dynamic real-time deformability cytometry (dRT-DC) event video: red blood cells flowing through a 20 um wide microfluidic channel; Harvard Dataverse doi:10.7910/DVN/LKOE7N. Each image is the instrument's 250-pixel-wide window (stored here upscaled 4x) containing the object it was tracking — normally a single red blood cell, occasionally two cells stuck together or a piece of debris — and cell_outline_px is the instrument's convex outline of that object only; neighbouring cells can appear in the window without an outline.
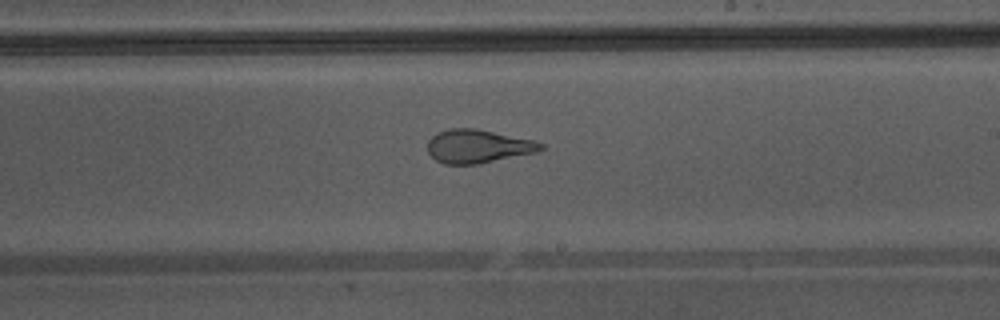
{"species": "Egyptian fruit bat (a non-hibernating species)", "species_latin": "Rousettus aegyptiacus", "temperature_condition": "warm", "stored_images_in_passage": 43, "camera_frame_rate_fps": 3000, "um_per_image_px": 0.085, "animal": {"sex": "male"}, "frame": {"image": 1, "passage_image": 25, "time_ms": 8.0, "image_size_px": [1000, 320], "cell_outline_px": [[544, 148], [536, 152], [476, 164], [444, 164], [436, 160], [428, 152], [428, 140], [436, 132], [448, 128], [476, 128], [536, 140], [544, 144]], "centroid_in_image_um": [40.62, 12.41], "position_along_channel_um": 248.4, "area_um2": 22.14}, "authors_computed_cell_mechanics": {"area_um2": 26.7614, "velocity_mm_per_s": 4.4007, "shape_relaxation_time_tau1_ms": null, "shape_relaxation_time_tau2_ms": 0.9658, "deformation_change_tau1": null, "deformation_change_tau2": 0.0969}}